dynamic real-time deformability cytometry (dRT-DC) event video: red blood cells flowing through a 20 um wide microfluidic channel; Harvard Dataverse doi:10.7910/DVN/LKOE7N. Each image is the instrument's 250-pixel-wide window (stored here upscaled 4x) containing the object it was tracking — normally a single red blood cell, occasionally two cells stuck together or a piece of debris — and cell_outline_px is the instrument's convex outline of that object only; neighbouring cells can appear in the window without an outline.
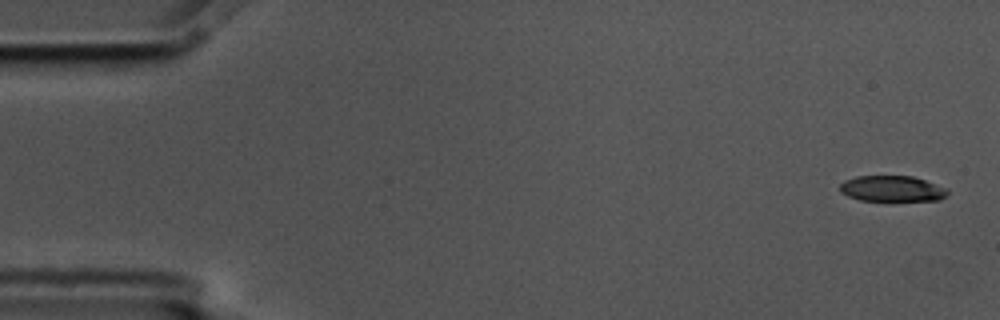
{"species": "common noctule bat (a hibernating species)", "species_latin": "Nyctalus noctula", "temperature_condition": "cold", "stored_images_in_passage": 4, "camera_frame_rate_fps": 3000, "um_per_image_px": 0.085, "animal": {"sex": "male", "body_mass_g": 17.5, "forearm_length_mm": 52.3}, "frame": {"image": 1, "passage_image": 1, "time_ms": 0.0, "image_size_px": [1000, 320], "cell_outline_px": [[948, 192], [940, 200], [860, 200], [848, 196], [840, 192], [840, 184], [844, 180], [856, 176], [912, 176], [948, 188]], "centroid_in_image_um": [75.8, 16.03], "position_along_channel_um": 9.2, "area_um2": 16.07}}
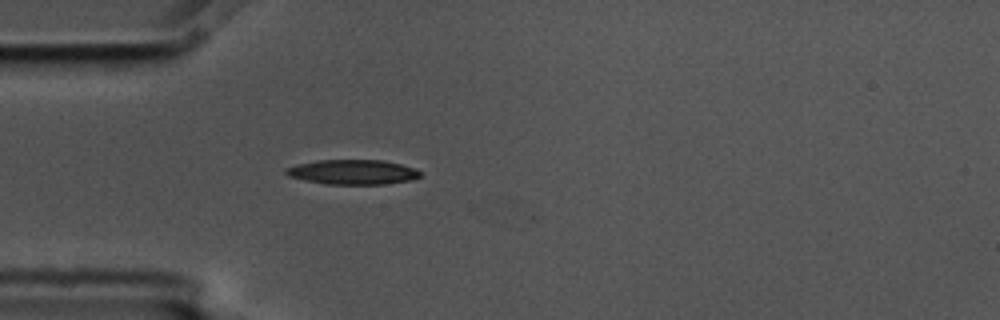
{"frame": {"image": 2, "passage_image": 4, "time_ms": 1.0, "image_size_px": [1000, 320], "cell_outline_px": [[420, 176], [412, 180], [384, 184], [328, 184], [304, 180], [288, 176], [284, 172], [284, 168], [296, 164], [316, 160], [384, 160], [416, 168], [420, 172]], "centroid_in_image_um": [29.95, 14.62], "position_along_channel_um": 55.0, "area_um2": 19.48}}